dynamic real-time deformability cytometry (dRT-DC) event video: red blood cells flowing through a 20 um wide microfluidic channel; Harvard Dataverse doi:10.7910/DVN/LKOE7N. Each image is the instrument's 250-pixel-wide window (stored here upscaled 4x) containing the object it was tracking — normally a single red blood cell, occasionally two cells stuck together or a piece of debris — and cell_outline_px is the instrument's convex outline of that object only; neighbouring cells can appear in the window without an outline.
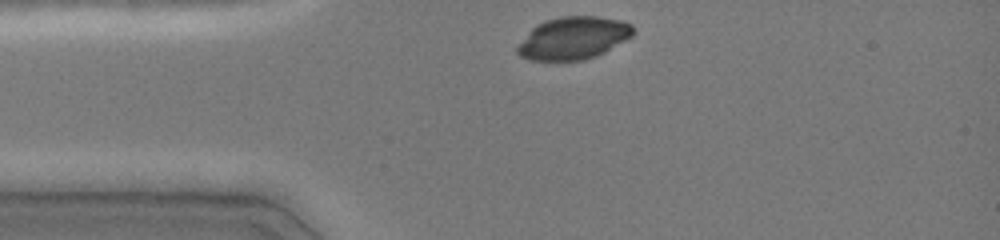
{"species": "common noctule bat (a hibernating species)", "species_latin": "Nyctalus noctula", "temperature_condition": "cold", "stored_images_in_passage": 31, "camera_frame_rate_fps": 3000, "um_per_image_px": 0.085, "animal": {"sex": "female", "body_mass_g": 19.0, "forearm_length_mm": 51.5}, "frame": {"image": 1, "passage_image": 1, "time_ms": 0.0, "image_size_px": [1000, 240], "cell_outline_px": [[636, 32], [632, 36], [604, 52], [596, 56], [584, 60], [532, 60], [520, 56], [516, 52], [516, 44], [536, 24], [544, 20], [560, 16], [596, 16], [620, 20], [632, 24]], "centroid_in_image_um": [48.71, 3.23], "position_along_channel_um": 36.3, "area_um2": 28.9}}
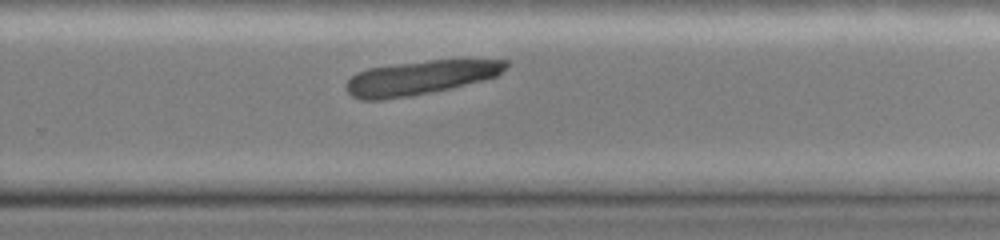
{"frame": {"image": 2, "passage_image": 22, "time_ms": 7.0, "image_size_px": [1000, 240], "cell_outline_px": [[508, 64], [496, 76], [484, 80], [412, 96], [380, 100], [360, 100], [352, 96], [348, 92], [344, 84], [356, 72], [368, 68], [432, 60], [508, 60]], "centroid_in_image_um": [35.65, 6.61], "position_along_channel_um": 294.1, "area_um2": 31.27}}
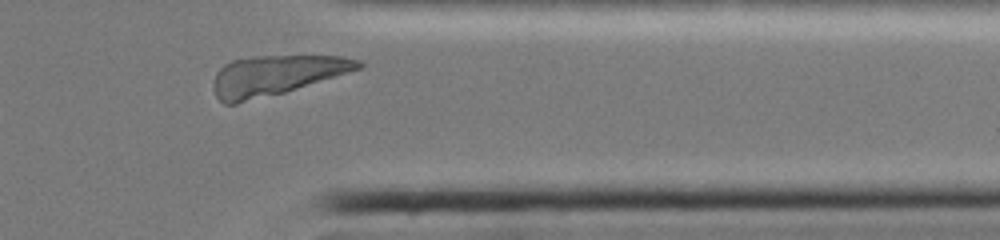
{"frame": {"image": 3, "passage_image": 29, "time_ms": 9.333, "image_size_px": [1000, 240], "cell_outline_px": [[364, 68], [284, 92], [236, 104], [224, 104], [216, 96], [212, 88], [212, 84], [216, 72], [224, 64], [232, 60], [252, 56], [340, 56], [360, 60], [364, 64]], "centroid_in_image_um": [23.45, 6.39], "position_along_channel_um": 388.0, "area_um2": 33.76}}